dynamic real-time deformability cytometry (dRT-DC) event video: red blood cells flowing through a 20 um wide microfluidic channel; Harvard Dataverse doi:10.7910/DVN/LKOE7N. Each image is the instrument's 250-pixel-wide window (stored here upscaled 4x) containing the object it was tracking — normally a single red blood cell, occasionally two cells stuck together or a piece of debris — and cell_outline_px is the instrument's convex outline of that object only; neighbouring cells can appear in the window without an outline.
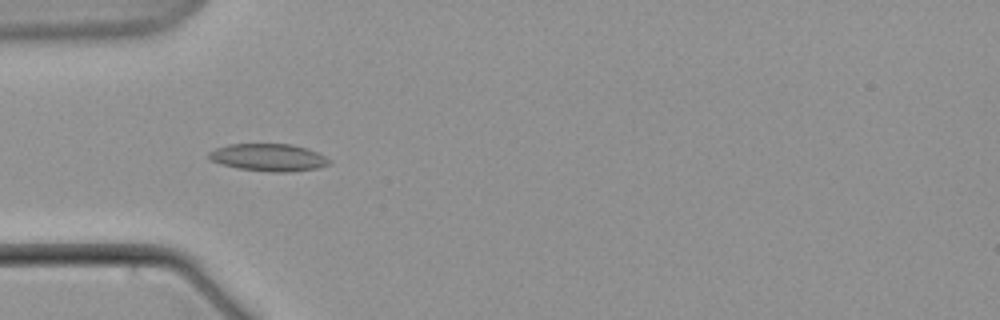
{"species": "common noctule bat (a hibernating species)", "species_latin": "Nyctalus noctula", "temperature_condition": "warm", "stored_images_in_passage": 6, "camera_frame_rate_fps": 3000, "um_per_image_px": 0.085, "animal": {"sex": "male", "body_mass_g": 21.5, "forearm_length_mm": 52.0}, "frame": {"image": 1, "passage_image": 5, "time_ms": 6.333, "image_size_px": [1000, 320], "cell_outline_px": [[332, 160], [328, 164], [320, 168], [288, 172], [272, 172], [240, 168], [220, 164], [208, 160], [208, 152], [216, 148], [228, 144], [292, 144], [308, 148]], "centroid_in_image_um": [22.82, 13.38], "position_along_channel_um": 62.2, "area_um2": 19.31}}
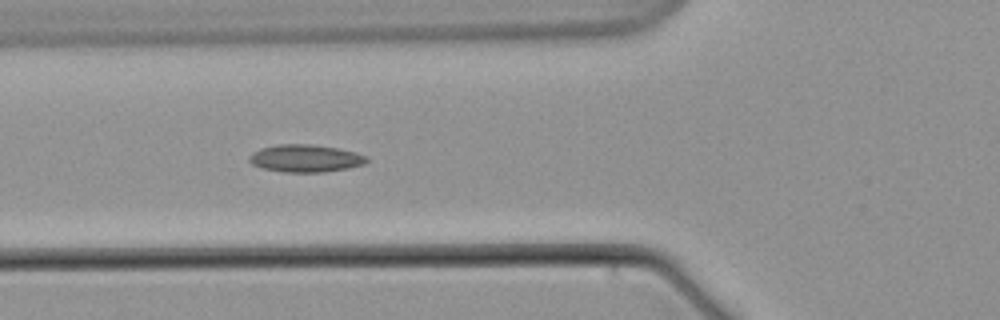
{"frame": {"image": 2, "passage_image": 6, "time_ms": 7.667, "image_size_px": [1000, 320], "cell_outline_px": [[368, 160], [364, 164], [348, 168], [324, 172], [284, 172], [264, 168], [252, 164], [248, 160], [248, 156], [252, 152], [260, 148], [276, 144], [312, 144], [336, 148], [356, 152], [368, 156]], "centroid_in_image_um": [25.95, 13.45], "position_along_channel_um": 99.8, "area_um2": 18.9}}